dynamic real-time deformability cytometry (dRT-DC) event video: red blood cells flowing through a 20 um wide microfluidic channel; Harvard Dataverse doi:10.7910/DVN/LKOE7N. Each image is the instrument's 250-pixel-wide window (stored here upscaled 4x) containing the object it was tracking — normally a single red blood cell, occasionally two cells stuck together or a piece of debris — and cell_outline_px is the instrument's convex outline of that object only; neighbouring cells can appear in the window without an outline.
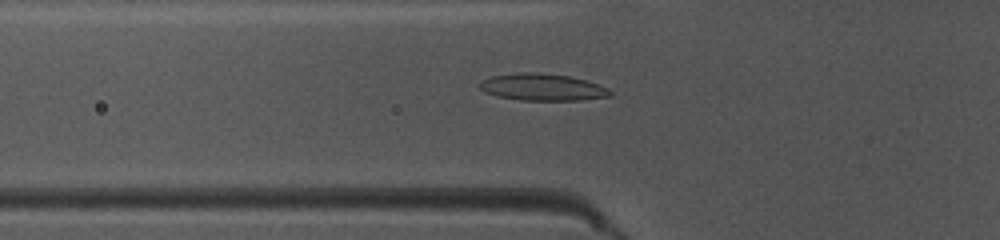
{"species": "common noctule bat (a hibernating species)", "species_latin": "Nyctalus noctula", "temperature_condition": "warm", "stored_images_in_passage": 32, "camera_frame_rate_fps": 3000, "um_per_image_px": 0.085, "animal": {"sex": "female", "body_mass_g": 10.0, "forearm_length_mm": 53.1}, "frame": {"image": 1, "passage_image": 18, "time_ms": 5.667, "image_size_px": [1000, 240], "cell_outline_px": [[612, 96], [580, 100], [520, 100], [496, 96], [484, 92], [480, 88], [480, 84], [484, 80], [492, 76], [520, 72], [536, 72], [568, 76], [584, 80], [608, 88], [612, 92]], "centroid_in_image_um": [46.1, 7.42], "position_along_channel_um": 79.7, "area_um2": 20.29}}
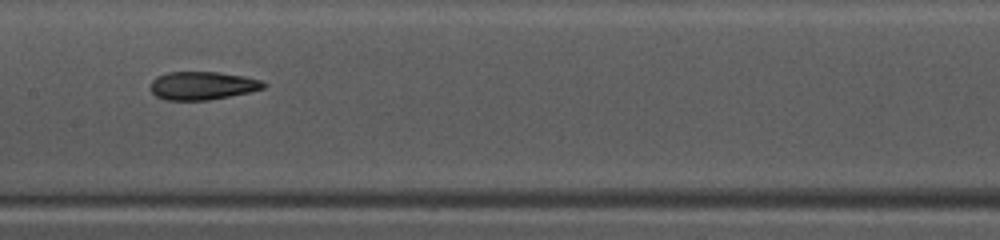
{"frame": {"image": 2, "passage_image": 26, "time_ms": 8.333, "image_size_px": [1000, 240], "cell_outline_px": [[268, 84], [264, 88], [248, 92], [208, 100], [164, 100], [156, 96], [152, 92], [152, 80], [156, 76], [168, 72], [216, 72], [244, 76], [260, 80]], "centroid_in_image_um": [17.2, 7.27], "position_along_channel_um": 190.2, "area_um2": 18.44}}
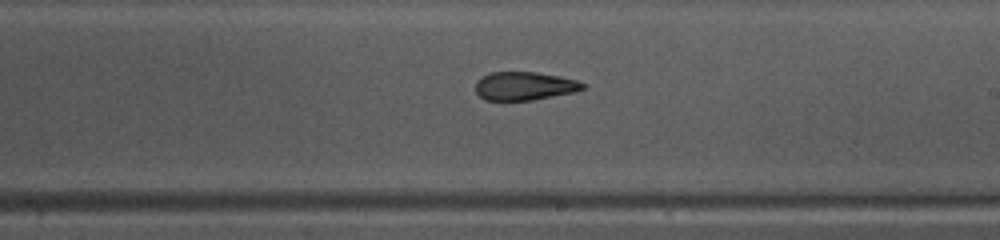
{"frame": {"image": 3, "passage_image": 30, "time_ms": 9.667, "image_size_px": [1000, 240], "cell_outline_px": [[584, 88], [576, 92], [532, 100], [484, 100], [476, 92], [476, 80], [480, 76], [492, 72], [536, 72], [560, 76], [576, 80], [584, 84]], "centroid_in_image_um": [44.56, 7.31], "position_along_channel_um": 244.4, "area_um2": 17.8}}